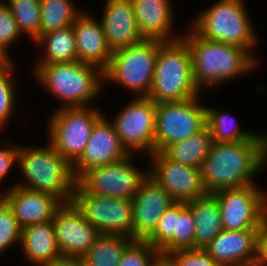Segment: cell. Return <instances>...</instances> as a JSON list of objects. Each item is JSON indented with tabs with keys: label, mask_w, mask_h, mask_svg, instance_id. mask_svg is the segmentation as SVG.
<instances>
[{
	"label": "cell",
	"mask_w": 267,
	"mask_h": 266,
	"mask_svg": "<svg viewBox=\"0 0 267 266\" xmlns=\"http://www.w3.org/2000/svg\"><path fill=\"white\" fill-rule=\"evenodd\" d=\"M267 161V134L251 140L214 142L201 168L207 194L254 184L253 177Z\"/></svg>",
	"instance_id": "cell-1"
},
{
	"label": "cell",
	"mask_w": 267,
	"mask_h": 266,
	"mask_svg": "<svg viewBox=\"0 0 267 266\" xmlns=\"http://www.w3.org/2000/svg\"><path fill=\"white\" fill-rule=\"evenodd\" d=\"M190 31L182 38L191 51L193 79L199 90L215 88L257 66L259 60L248 50L202 38L192 28Z\"/></svg>",
	"instance_id": "cell-2"
},
{
	"label": "cell",
	"mask_w": 267,
	"mask_h": 266,
	"mask_svg": "<svg viewBox=\"0 0 267 266\" xmlns=\"http://www.w3.org/2000/svg\"><path fill=\"white\" fill-rule=\"evenodd\" d=\"M193 79L192 55L181 37L173 41H159L148 97L156 104L188 100L199 96Z\"/></svg>",
	"instance_id": "cell-3"
},
{
	"label": "cell",
	"mask_w": 267,
	"mask_h": 266,
	"mask_svg": "<svg viewBox=\"0 0 267 266\" xmlns=\"http://www.w3.org/2000/svg\"><path fill=\"white\" fill-rule=\"evenodd\" d=\"M48 144L26 148L19 145L17 164L27 181L16 186L50 193L62 203H70L77 183L72 165Z\"/></svg>",
	"instance_id": "cell-4"
},
{
	"label": "cell",
	"mask_w": 267,
	"mask_h": 266,
	"mask_svg": "<svg viewBox=\"0 0 267 266\" xmlns=\"http://www.w3.org/2000/svg\"><path fill=\"white\" fill-rule=\"evenodd\" d=\"M34 75L64 107H87L102 91L104 72L80 61L36 65Z\"/></svg>",
	"instance_id": "cell-5"
},
{
	"label": "cell",
	"mask_w": 267,
	"mask_h": 266,
	"mask_svg": "<svg viewBox=\"0 0 267 266\" xmlns=\"http://www.w3.org/2000/svg\"><path fill=\"white\" fill-rule=\"evenodd\" d=\"M243 2L219 0L197 14L191 28L202 38L242 47L253 55L258 40Z\"/></svg>",
	"instance_id": "cell-6"
},
{
	"label": "cell",
	"mask_w": 267,
	"mask_h": 266,
	"mask_svg": "<svg viewBox=\"0 0 267 266\" xmlns=\"http://www.w3.org/2000/svg\"><path fill=\"white\" fill-rule=\"evenodd\" d=\"M159 40L143 41L112 51L104 81L116 82L138 96H148L153 84V75Z\"/></svg>",
	"instance_id": "cell-7"
},
{
	"label": "cell",
	"mask_w": 267,
	"mask_h": 266,
	"mask_svg": "<svg viewBox=\"0 0 267 266\" xmlns=\"http://www.w3.org/2000/svg\"><path fill=\"white\" fill-rule=\"evenodd\" d=\"M49 121V143L73 165L84 153L95 124L104 116L93 107H59Z\"/></svg>",
	"instance_id": "cell-8"
},
{
	"label": "cell",
	"mask_w": 267,
	"mask_h": 266,
	"mask_svg": "<svg viewBox=\"0 0 267 266\" xmlns=\"http://www.w3.org/2000/svg\"><path fill=\"white\" fill-rule=\"evenodd\" d=\"M198 97L156 104L154 152H162L206 126V107Z\"/></svg>",
	"instance_id": "cell-9"
},
{
	"label": "cell",
	"mask_w": 267,
	"mask_h": 266,
	"mask_svg": "<svg viewBox=\"0 0 267 266\" xmlns=\"http://www.w3.org/2000/svg\"><path fill=\"white\" fill-rule=\"evenodd\" d=\"M72 202L99 232L133 238L131 199L99 197L75 185Z\"/></svg>",
	"instance_id": "cell-10"
},
{
	"label": "cell",
	"mask_w": 267,
	"mask_h": 266,
	"mask_svg": "<svg viewBox=\"0 0 267 266\" xmlns=\"http://www.w3.org/2000/svg\"><path fill=\"white\" fill-rule=\"evenodd\" d=\"M213 195L218 200L224 230H258L267 219V195L255 183Z\"/></svg>",
	"instance_id": "cell-11"
},
{
	"label": "cell",
	"mask_w": 267,
	"mask_h": 266,
	"mask_svg": "<svg viewBox=\"0 0 267 266\" xmlns=\"http://www.w3.org/2000/svg\"><path fill=\"white\" fill-rule=\"evenodd\" d=\"M156 103L148 96H136L112 122L121 144L129 154L154 153Z\"/></svg>",
	"instance_id": "cell-12"
},
{
	"label": "cell",
	"mask_w": 267,
	"mask_h": 266,
	"mask_svg": "<svg viewBox=\"0 0 267 266\" xmlns=\"http://www.w3.org/2000/svg\"><path fill=\"white\" fill-rule=\"evenodd\" d=\"M130 154L125 159L92 168L85 172L77 183L88 193L99 197L132 199L141 182L147 177L143 170L130 162Z\"/></svg>",
	"instance_id": "cell-13"
},
{
	"label": "cell",
	"mask_w": 267,
	"mask_h": 266,
	"mask_svg": "<svg viewBox=\"0 0 267 266\" xmlns=\"http://www.w3.org/2000/svg\"><path fill=\"white\" fill-rule=\"evenodd\" d=\"M149 174L176 202H189L207 195L200 168L174 162L162 152L150 155Z\"/></svg>",
	"instance_id": "cell-14"
},
{
	"label": "cell",
	"mask_w": 267,
	"mask_h": 266,
	"mask_svg": "<svg viewBox=\"0 0 267 266\" xmlns=\"http://www.w3.org/2000/svg\"><path fill=\"white\" fill-rule=\"evenodd\" d=\"M52 220L63 259L80 260L100 235L73 202L63 203Z\"/></svg>",
	"instance_id": "cell-15"
},
{
	"label": "cell",
	"mask_w": 267,
	"mask_h": 266,
	"mask_svg": "<svg viewBox=\"0 0 267 266\" xmlns=\"http://www.w3.org/2000/svg\"><path fill=\"white\" fill-rule=\"evenodd\" d=\"M131 202L133 239L145 241L154 232L165 211L176 201L148 174Z\"/></svg>",
	"instance_id": "cell-16"
},
{
	"label": "cell",
	"mask_w": 267,
	"mask_h": 266,
	"mask_svg": "<svg viewBox=\"0 0 267 266\" xmlns=\"http://www.w3.org/2000/svg\"><path fill=\"white\" fill-rule=\"evenodd\" d=\"M104 117L95 124L84 153L72 165L76 180L92 168L121 161L130 155L121 144L113 123Z\"/></svg>",
	"instance_id": "cell-17"
},
{
	"label": "cell",
	"mask_w": 267,
	"mask_h": 266,
	"mask_svg": "<svg viewBox=\"0 0 267 266\" xmlns=\"http://www.w3.org/2000/svg\"><path fill=\"white\" fill-rule=\"evenodd\" d=\"M258 230H222L204 249L221 266H254Z\"/></svg>",
	"instance_id": "cell-18"
},
{
	"label": "cell",
	"mask_w": 267,
	"mask_h": 266,
	"mask_svg": "<svg viewBox=\"0 0 267 266\" xmlns=\"http://www.w3.org/2000/svg\"><path fill=\"white\" fill-rule=\"evenodd\" d=\"M5 202L12 209L21 228L50 221L63 204L50 193L14 185L5 193Z\"/></svg>",
	"instance_id": "cell-19"
},
{
	"label": "cell",
	"mask_w": 267,
	"mask_h": 266,
	"mask_svg": "<svg viewBox=\"0 0 267 266\" xmlns=\"http://www.w3.org/2000/svg\"><path fill=\"white\" fill-rule=\"evenodd\" d=\"M105 4L100 22L112 51L144 40L137 27L131 0H106Z\"/></svg>",
	"instance_id": "cell-20"
},
{
	"label": "cell",
	"mask_w": 267,
	"mask_h": 266,
	"mask_svg": "<svg viewBox=\"0 0 267 266\" xmlns=\"http://www.w3.org/2000/svg\"><path fill=\"white\" fill-rule=\"evenodd\" d=\"M78 61L100 68L103 72L108 68L112 56L101 22L82 11L72 25Z\"/></svg>",
	"instance_id": "cell-21"
},
{
	"label": "cell",
	"mask_w": 267,
	"mask_h": 266,
	"mask_svg": "<svg viewBox=\"0 0 267 266\" xmlns=\"http://www.w3.org/2000/svg\"><path fill=\"white\" fill-rule=\"evenodd\" d=\"M138 30L144 39L173 41L171 0H131Z\"/></svg>",
	"instance_id": "cell-22"
},
{
	"label": "cell",
	"mask_w": 267,
	"mask_h": 266,
	"mask_svg": "<svg viewBox=\"0 0 267 266\" xmlns=\"http://www.w3.org/2000/svg\"><path fill=\"white\" fill-rule=\"evenodd\" d=\"M20 247L26 261L38 266H50L63 259L56 241L53 220L22 228Z\"/></svg>",
	"instance_id": "cell-23"
},
{
	"label": "cell",
	"mask_w": 267,
	"mask_h": 266,
	"mask_svg": "<svg viewBox=\"0 0 267 266\" xmlns=\"http://www.w3.org/2000/svg\"><path fill=\"white\" fill-rule=\"evenodd\" d=\"M187 204L194 217L195 248L204 249L223 230L218 200L207 194Z\"/></svg>",
	"instance_id": "cell-24"
},
{
	"label": "cell",
	"mask_w": 267,
	"mask_h": 266,
	"mask_svg": "<svg viewBox=\"0 0 267 266\" xmlns=\"http://www.w3.org/2000/svg\"><path fill=\"white\" fill-rule=\"evenodd\" d=\"M213 143L210 130L205 126L198 133L167 146L162 153L174 162L201 169Z\"/></svg>",
	"instance_id": "cell-25"
},
{
	"label": "cell",
	"mask_w": 267,
	"mask_h": 266,
	"mask_svg": "<svg viewBox=\"0 0 267 266\" xmlns=\"http://www.w3.org/2000/svg\"><path fill=\"white\" fill-rule=\"evenodd\" d=\"M45 52L37 65L78 61L75 33L72 26L41 34L35 41ZM40 44V45H39Z\"/></svg>",
	"instance_id": "cell-26"
},
{
	"label": "cell",
	"mask_w": 267,
	"mask_h": 266,
	"mask_svg": "<svg viewBox=\"0 0 267 266\" xmlns=\"http://www.w3.org/2000/svg\"><path fill=\"white\" fill-rule=\"evenodd\" d=\"M133 241L128 236L100 234L80 260L84 266H118L125 249Z\"/></svg>",
	"instance_id": "cell-27"
},
{
	"label": "cell",
	"mask_w": 267,
	"mask_h": 266,
	"mask_svg": "<svg viewBox=\"0 0 267 266\" xmlns=\"http://www.w3.org/2000/svg\"><path fill=\"white\" fill-rule=\"evenodd\" d=\"M72 0H41L40 35L72 26L82 12Z\"/></svg>",
	"instance_id": "cell-28"
},
{
	"label": "cell",
	"mask_w": 267,
	"mask_h": 266,
	"mask_svg": "<svg viewBox=\"0 0 267 266\" xmlns=\"http://www.w3.org/2000/svg\"><path fill=\"white\" fill-rule=\"evenodd\" d=\"M234 122L229 114L206 107V126L210 130L213 142L229 143L251 140L257 134L241 130L235 125L232 126Z\"/></svg>",
	"instance_id": "cell-29"
},
{
	"label": "cell",
	"mask_w": 267,
	"mask_h": 266,
	"mask_svg": "<svg viewBox=\"0 0 267 266\" xmlns=\"http://www.w3.org/2000/svg\"><path fill=\"white\" fill-rule=\"evenodd\" d=\"M9 7L20 31L36 40L40 36L41 0H8Z\"/></svg>",
	"instance_id": "cell-30"
},
{
	"label": "cell",
	"mask_w": 267,
	"mask_h": 266,
	"mask_svg": "<svg viewBox=\"0 0 267 266\" xmlns=\"http://www.w3.org/2000/svg\"><path fill=\"white\" fill-rule=\"evenodd\" d=\"M194 226L191 207L187 202H178L177 233H174L173 238L159 251L161 256L166 257L177 250L195 248Z\"/></svg>",
	"instance_id": "cell-31"
},
{
	"label": "cell",
	"mask_w": 267,
	"mask_h": 266,
	"mask_svg": "<svg viewBox=\"0 0 267 266\" xmlns=\"http://www.w3.org/2000/svg\"><path fill=\"white\" fill-rule=\"evenodd\" d=\"M13 68L12 60L0 65V129L9 121L15 105V85L11 78Z\"/></svg>",
	"instance_id": "cell-32"
},
{
	"label": "cell",
	"mask_w": 267,
	"mask_h": 266,
	"mask_svg": "<svg viewBox=\"0 0 267 266\" xmlns=\"http://www.w3.org/2000/svg\"><path fill=\"white\" fill-rule=\"evenodd\" d=\"M178 202L172 204L160 218L154 232L145 240L160 251L177 233Z\"/></svg>",
	"instance_id": "cell-33"
},
{
	"label": "cell",
	"mask_w": 267,
	"mask_h": 266,
	"mask_svg": "<svg viewBox=\"0 0 267 266\" xmlns=\"http://www.w3.org/2000/svg\"><path fill=\"white\" fill-rule=\"evenodd\" d=\"M161 254L150 243L134 240L124 251L118 266H153Z\"/></svg>",
	"instance_id": "cell-34"
},
{
	"label": "cell",
	"mask_w": 267,
	"mask_h": 266,
	"mask_svg": "<svg viewBox=\"0 0 267 266\" xmlns=\"http://www.w3.org/2000/svg\"><path fill=\"white\" fill-rule=\"evenodd\" d=\"M22 228L9 205L0 206V253L13 244H21Z\"/></svg>",
	"instance_id": "cell-35"
},
{
	"label": "cell",
	"mask_w": 267,
	"mask_h": 266,
	"mask_svg": "<svg viewBox=\"0 0 267 266\" xmlns=\"http://www.w3.org/2000/svg\"><path fill=\"white\" fill-rule=\"evenodd\" d=\"M23 35L15 21L9 7L0 1V51L11 60L8 46L16 42Z\"/></svg>",
	"instance_id": "cell-36"
},
{
	"label": "cell",
	"mask_w": 267,
	"mask_h": 266,
	"mask_svg": "<svg viewBox=\"0 0 267 266\" xmlns=\"http://www.w3.org/2000/svg\"><path fill=\"white\" fill-rule=\"evenodd\" d=\"M166 257L173 266H221L202 248L177 250Z\"/></svg>",
	"instance_id": "cell-37"
},
{
	"label": "cell",
	"mask_w": 267,
	"mask_h": 266,
	"mask_svg": "<svg viewBox=\"0 0 267 266\" xmlns=\"http://www.w3.org/2000/svg\"><path fill=\"white\" fill-rule=\"evenodd\" d=\"M19 146L6 144V148L0 149V183L7 176L13 164L18 163Z\"/></svg>",
	"instance_id": "cell-38"
},
{
	"label": "cell",
	"mask_w": 267,
	"mask_h": 266,
	"mask_svg": "<svg viewBox=\"0 0 267 266\" xmlns=\"http://www.w3.org/2000/svg\"><path fill=\"white\" fill-rule=\"evenodd\" d=\"M254 266H267V219L261 224L257 232Z\"/></svg>",
	"instance_id": "cell-39"
},
{
	"label": "cell",
	"mask_w": 267,
	"mask_h": 266,
	"mask_svg": "<svg viewBox=\"0 0 267 266\" xmlns=\"http://www.w3.org/2000/svg\"><path fill=\"white\" fill-rule=\"evenodd\" d=\"M50 266H84L83 262L81 260L76 259H62L60 261H57Z\"/></svg>",
	"instance_id": "cell-40"
},
{
	"label": "cell",
	"mask_w": 267,
	"mask_h": 266,
	"mask_svg": "<svg viewBox=\"0 0 267 266\" xmlns=\"http://www.w3.org/2000/svg\"><path fill=\"white\" fill-rule=\"evenodd\" d=\"M153 266H173L167 257L161 256Z\"/></svg>",
	"instance_id": "cell-41"
},
{
	"label": "cell",
	"mask_w": 267,
	"mask_h": 266,
	"mask_svg": "<svg viewBox=\"0 0 267 266\" xmlns=\"http://www.w3.org/2000/svg\"><path fill=\"white\" fill-rule=\"evenodd\" d=\"M10 59L7 58L1 51H0V65L9 62Z\"/></svg>",
	"instance_id": "cell-42"
},
{
	"label": "cell",
	"mask_w": 267,
	"mask_h": 266,
	"mask_svg": "<svg viewBox=\"0 0 267 266\" xmlns=\"http://www.w3.org/2000/svg\"><path fill=\"white\" fill-rule=\"evenodd\" d=\"M5 202V194L0 191V206Z\"/></svg>",
	"instance_id": "cell-43"
}]
</instances>
